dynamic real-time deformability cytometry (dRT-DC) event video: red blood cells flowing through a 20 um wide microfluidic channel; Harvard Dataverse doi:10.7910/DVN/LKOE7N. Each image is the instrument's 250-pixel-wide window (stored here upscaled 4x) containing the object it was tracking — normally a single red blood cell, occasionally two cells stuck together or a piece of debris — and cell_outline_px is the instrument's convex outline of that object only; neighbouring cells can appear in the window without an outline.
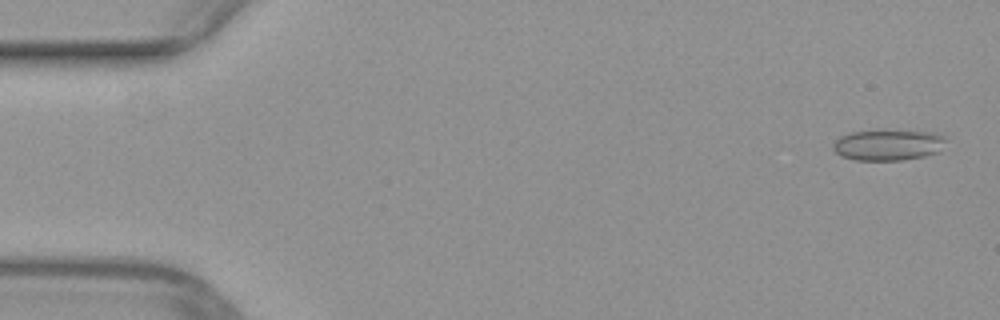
{"species": "common noctule bat (a hibernating species)", "species_latin": "Nyctalus noctula", "temperature_condition": "warm", "stored_images_in_passage": 50, "camera_frame_rate_fps": 3000, "um_per_image_px": 0.085, "animal": {"sex": "female", "body_mass_g": 29.2, "forearm_length_mm": 56.3}, "frame": {"image": 1, "passage_image": 2, "time_ms": 0.333, "image_size_px": [1000, 320], "cell_outline_px": [[948, 140], [940, 152], [924, 156], [904, 160], [856, 160], [840, 156], [832, 148], [832, 144], [840, 136], [852, 132], [932, 132], [944, 136]], "centroid_in_image_um": [75.52, 12.35], "position_along_channel_um": 9.5, "area_um2": 20.0}}
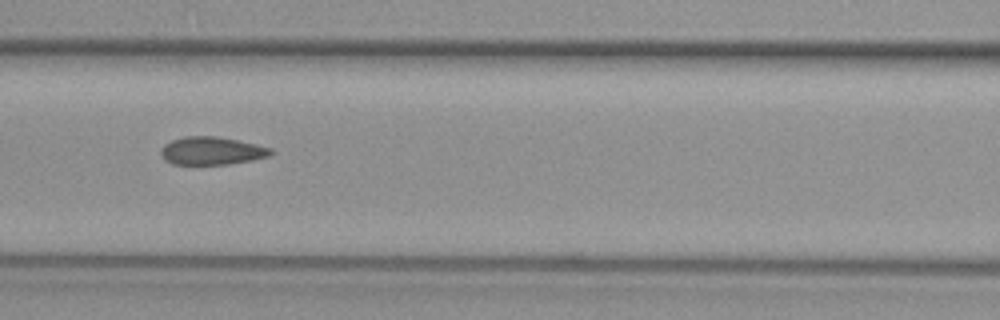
{"frame": {"image": 2, "passage_image": 22, "time_ms": 7.0, "image_size_px": [1000, 320], "cell_outline_px": [[272, 152], [268, 156], [252, 160], [228, 164], [172, 164], [164, 160], [160, 152], [160, 148], [164, 144], [172, 140], [184, 136], [216, 136], [256, 144], [272, 148]], "centroid_in_image_um": [17.95, 12.82], "position_along_channel_um": 148.6, "area_um2": 17.86}}
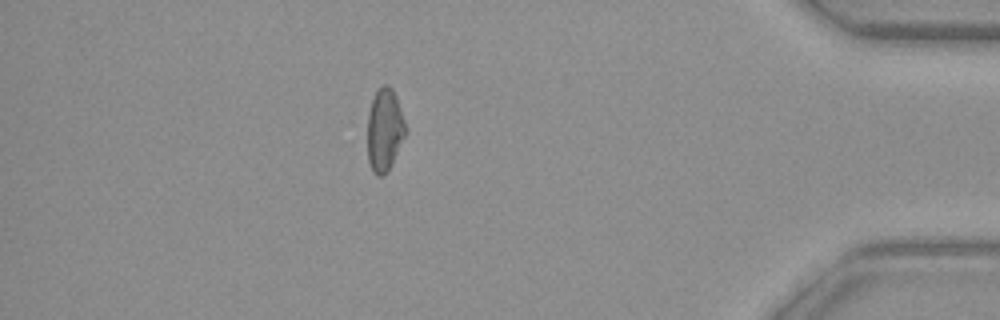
{"frame": {"image": 3, "passage_image": 44, "time_ms": 14.333, "image_size_px": [1000, 320], "cell_outline_px": [[408, 132], [388, 172], [380, 176], [376, 176], [372, 172], [368, 160], [368, 112], [372, 100], [376, 92], [384, 84], [388, 84], [392, 88], [396, 96]], "centroid_in_image_um": [32.7, 11.08], "position_along_channel_um": 402.5, "area_um2": 18.55}}